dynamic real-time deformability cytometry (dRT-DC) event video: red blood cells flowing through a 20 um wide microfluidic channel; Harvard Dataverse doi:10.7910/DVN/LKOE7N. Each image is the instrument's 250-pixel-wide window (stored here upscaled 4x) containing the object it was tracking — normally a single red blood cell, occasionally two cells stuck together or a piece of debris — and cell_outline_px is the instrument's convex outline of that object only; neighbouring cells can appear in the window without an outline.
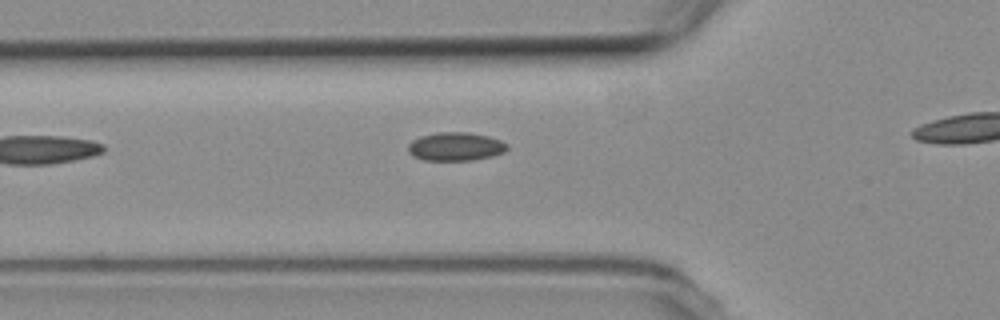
{"species": "common noctule bat (a hibernating species)", "species_latin": "Nyctalus noctula", "temperature_condition": "room temperature", "stored_images_in_passage": 4, "camera_frame_rate_fps": 3000, "um_per_image_px": 0.085, "animal": {"sex": "female", "body_mass_g": 19.3, "forearm_length_mm": 54.1}, "frame": {"image": 1, "passage_image": 3, "time_ms": 2.667, "image_size_px": [1000, 320], "cell_outline_px": [[508, 148], [504, 152], [492, 156], [472, 160], [424, 160], [412, 156], [408, 152], [408, 144], [412, 140], [420, 136], [436, 132], [468, 132], [488, 136], [500, 140], [508, 144]], "centroid_in_image_um": [38.71, 12.45], "position_along_channel_um": 87.1, "area_um2": 16.53}}